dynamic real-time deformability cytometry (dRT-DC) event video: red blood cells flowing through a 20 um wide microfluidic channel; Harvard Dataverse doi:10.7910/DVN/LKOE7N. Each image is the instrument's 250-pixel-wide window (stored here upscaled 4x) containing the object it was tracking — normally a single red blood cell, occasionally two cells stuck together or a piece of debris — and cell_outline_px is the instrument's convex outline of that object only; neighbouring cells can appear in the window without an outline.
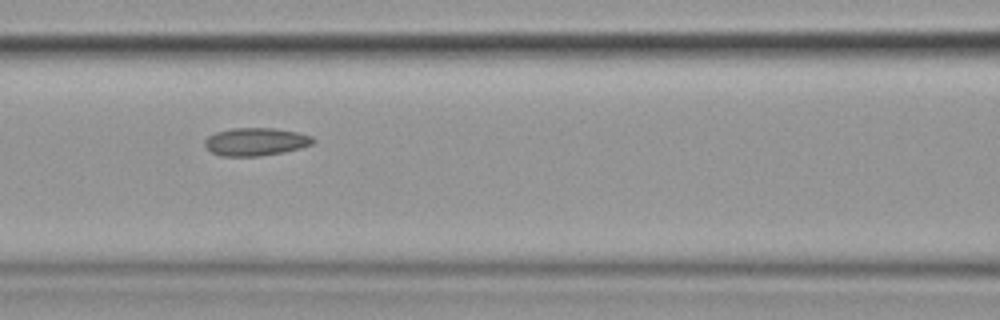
{"species": "common noctule bat (a hibernating species)", "species_latin": "Nyctalus noctula", "temperature_condition": "cold", "stored_images_in_passage": 6, "camera_frame_rate_fps": 3000, "um_per_image_px": 0.085, "animal": {"sex": "female", "body_mass_g": 19.9}, "frame": {"image": 1, "passage_image": 4, "time_ms": 3.333, "image_size_px": [1000, 320], "cell_outline_px": [[316, 140], [312, 144], [300, 148], [284, 152], [260, 156], [220, 156], [212, 152], [204, 144], [204, 140], [208, 136], [216, 132], [232, 128], [272, 128], [296, 132], [312, 136]], "centroid_in_image_um": [21.73, 12.05], "position_along_channel_um": 144.9, "area_um2": 17.57}}
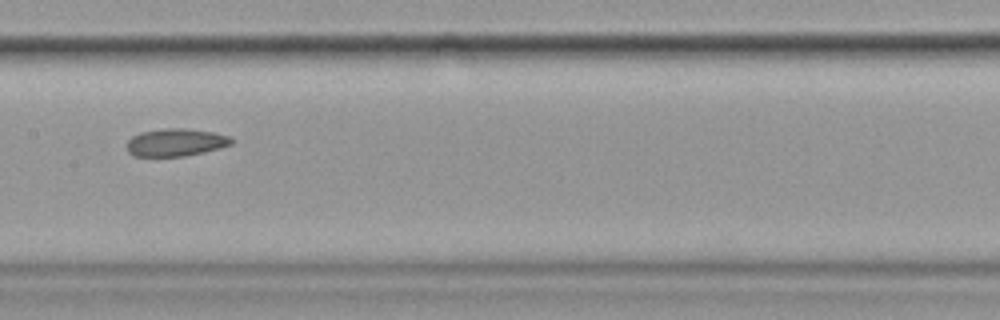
{"frame": {"image": 2, "passage_image": 5, "time_ms": 4.667, "image_size_px": [1000, 320], "cell_outline_px": [[236, 140], [232, 144], [220, 148], [204, 152], [184, 156], [132, 156], [128, 152], [128, 140], [132, 136], [140, 132], [164, 128], [184, 128], [212, 132], [232, 136]], "centroid_in_image_um": [14.98, 12.1], "position_along_channel_um": 192.4, "area_um2": 16.99}}
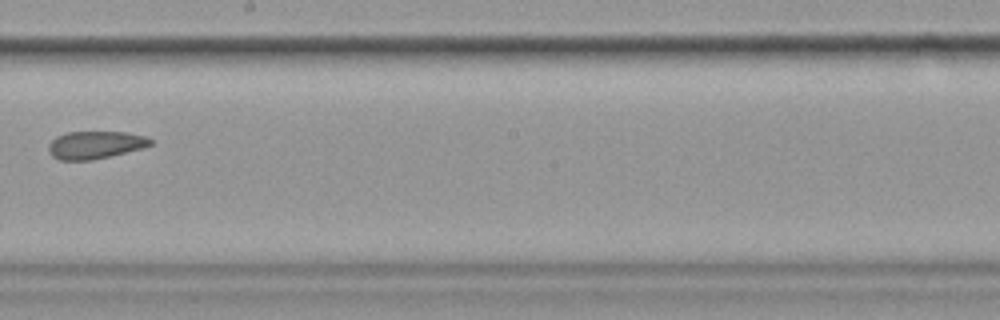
{"frame": {"image": 3, "passage_image": 6, "time_ms": 6.0, "image_size_px": [1000, 320], "cell_outline_px": [[152, 144], [144, 148], [92, 160], [60, 160], [52, 156], [48, 152], [48, 144], [56, 136], [68, 132], [124, 132], [144, 136], [152, 140]], "centroid_in_image_um": [8.07, 12.32], "position_along_channel_um": 240.1, "area_um2": 16.42}}